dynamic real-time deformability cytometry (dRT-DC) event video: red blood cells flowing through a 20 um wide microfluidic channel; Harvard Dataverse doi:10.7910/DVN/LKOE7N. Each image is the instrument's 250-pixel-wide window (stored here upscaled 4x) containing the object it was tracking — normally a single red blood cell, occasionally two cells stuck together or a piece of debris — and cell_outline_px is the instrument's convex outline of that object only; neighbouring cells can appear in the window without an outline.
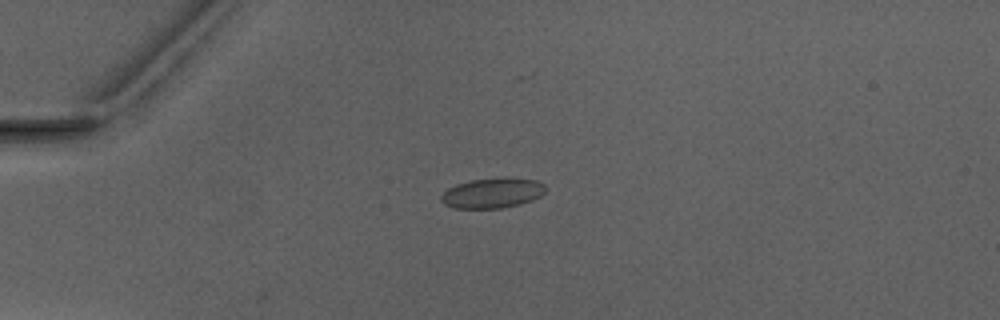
{"species": "Egyptian fruit bat (a non-hibernating species)", "species_latin": "Rousettus aegyptiacus", "temperature_condition": "warm", "stored_images_in_passage": 5, "camera_frame_rate_fps": 3000, "um_per_image_px": 0.085, "animal": {"sex": "male"}, "frame": {"image": 1, "passage_image": 2, "time_ms": 1.0, "image_size_px": [1000, 320], "cell_outline_px": [[544, 192], [540, 196], [532, 200], [520, 204], [504, 208], [452, 208], [444, 204], [440, 200], [440, 196], [448, 188], [456, 184], [472, 180], [536, 180], [544, 184]], "centroid_in_image_um": [41.79, 16.46], "position_along_channel_um": 43.2, "area_um2": 17.63}}
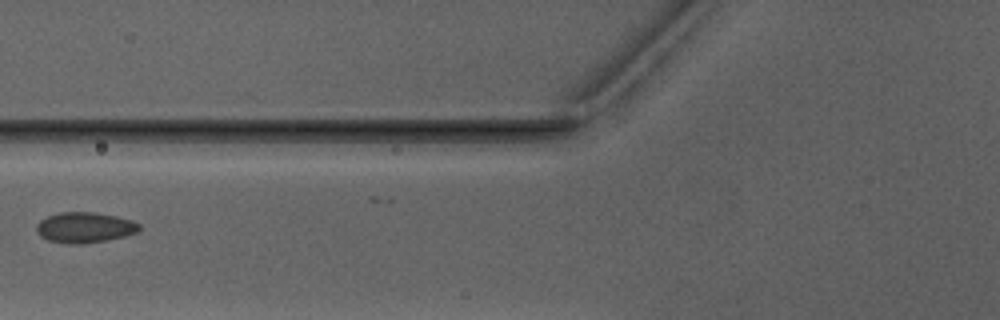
{"frame": {"image": 2, "passage_image": 4, "time_ms": 3.667, "image_size_px": [1000, 320], "cell_outline_px": [[140, 228], [136, 232], [124, 236], [104, 240], [80, 244], [68, 244], [48, 240], [40, 236], [36, 232], [36, 224], [40, 220], [48, 216], [60, 212], [96, 212], [116, 216], [132, 220], [140, 224]], "centroid_in_image_um": [7.17, 19.33], "position_along_channel_um": 118.6, "area_um2": 18.26}}
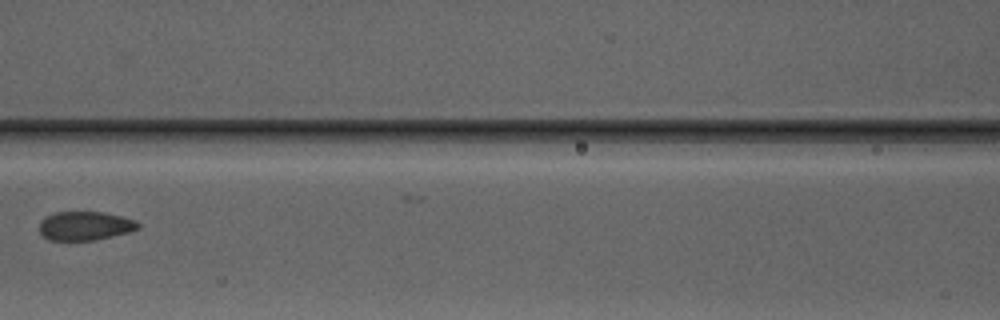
{"frame": {"image": 3, "passage_image": 5, "time_ms": 4.667, "image_size_px": [1000, 320], "cell_outline_px": [[140, 228], [128, 232], [92, 240], [48, 240], [40, 232], [40, 220], [44, 216], [56, 212], [104, 212], [136, 220], [140, 224]], "centroid_in_image_um": [7.21, 19.18], "position_along_channel_um": 159.4, "area_um2": 16.53}}